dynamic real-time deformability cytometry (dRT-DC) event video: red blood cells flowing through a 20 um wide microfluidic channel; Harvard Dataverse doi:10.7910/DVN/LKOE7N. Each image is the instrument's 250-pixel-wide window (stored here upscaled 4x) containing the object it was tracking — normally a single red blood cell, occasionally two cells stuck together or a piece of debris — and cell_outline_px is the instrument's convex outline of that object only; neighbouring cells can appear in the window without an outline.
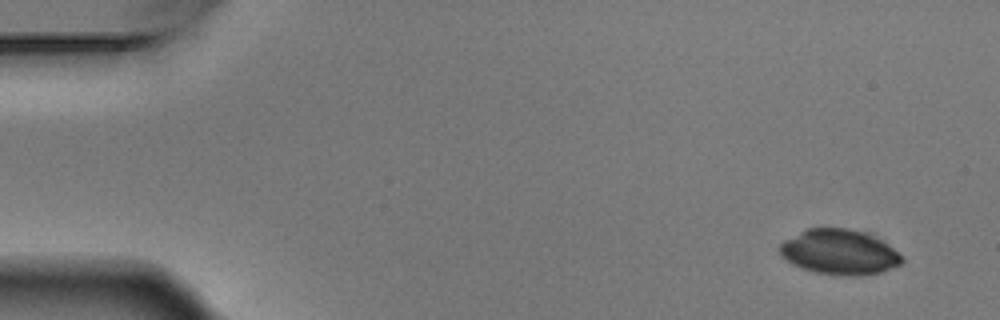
{"species": "Egyptian fruit bat (a non-hibernating species)", "species_latin": "Rousettus aegyptiacus", "temperature_condition": "warm", "stored_images_in_passage": 5, "camera_frame_rate_fps": 3000, "um_per_image_px": 0.085, "animal": {"sex": "male"}, "frame": {"image": 1, "passage_image": 1, "time_ms": 0.0, "image_size_px": [1000, 320], "cell_outline_px": [[904, 260], [900, 264], [884, 272], [864, 276], [844, 276], [816, 272], [800, 268], [792, 264], [780, 256], [776, 248], [784, 240], [808, 228], [848, 228], [872, 236], [880, 240], [904, 256]], "centroid_in_image_um": [71.32, 21.45], "position_along_channel_um": 13.7, "area_um2": 32.31}}
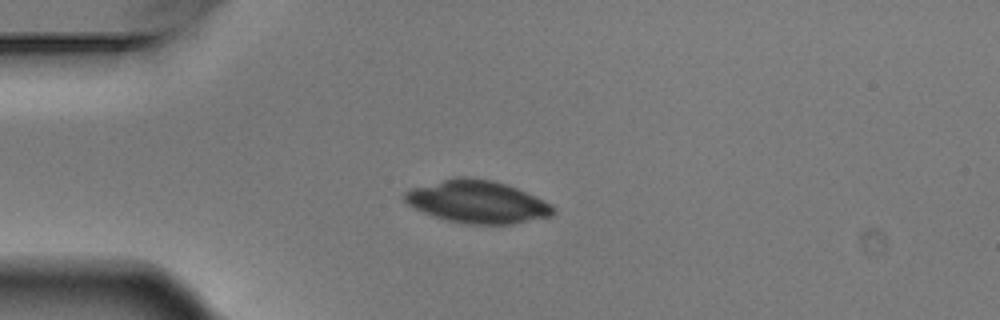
{"frame": {"image": 2, "passage_image": 4, "time_ms": 1.0, "image_size_px": [1000, 320], "cell_outline_px": [[556, 212], [552, 216], [512, 224], [464, 224], [444, 220], [432, 216], [408, 204], [400, 196], [404, 192], [412, 188], [456, 176], [468, 176], [492, 180], [516, 188], [552, 204], [556, 208]], "centroid_in_image_um": [40.56, 17.16], "position_along_channel_um": 44.4, "area_um2": 36.99}}